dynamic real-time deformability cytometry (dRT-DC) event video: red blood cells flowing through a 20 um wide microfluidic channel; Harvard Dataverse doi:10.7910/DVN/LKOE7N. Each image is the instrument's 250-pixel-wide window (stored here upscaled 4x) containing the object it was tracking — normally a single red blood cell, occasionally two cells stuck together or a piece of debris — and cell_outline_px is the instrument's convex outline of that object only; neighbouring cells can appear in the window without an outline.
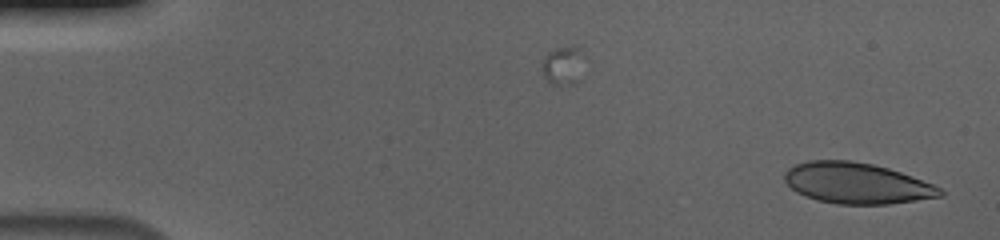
{"species": "human", "species_latin": "Homo sapiens", "temperature_condition": "cold", "stored_images_in_passage": 54, "camera_frame_rate_fps": 3000, "um_per_image_px": 0.085, "donor": {"sex": "male"}, "frame": {"image": 1, "passage_image": 1, "time_ms": 0.0, "image_size_px": [1000, 240], "cell_outline_px": [[944, 196], [888, 204], [836, 204], [816, 200], [796, 192], [784, 180], [784, 172], [788, 168], [796, 164], [808, 160], [848, 160], [872, 164], [888, 168], [912, 176], [932, 184], [940, 188], [944, 192]], "centroid_in_image_um": [72.8, 15.57], "position_along_channel_um": 12.2, "area_um2": 37.05}}
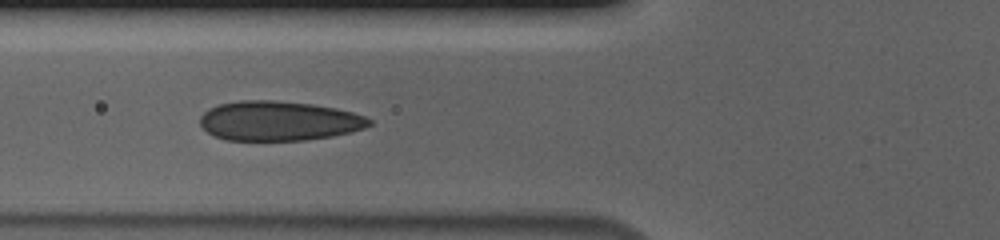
{"frame": {"image": 2, "passage_image": 20, "time_ms": 6.333, "image_size_px": [1000, 240], "cell_outline_px": [[372, 124], [364, 128], [352, 132], [332, 136], [304, 140], [224, 140], [212, 136], [200, 124], [200, 116], [208, 108], [220, 104], [240, 100], [272, 100], [312, 104], [336, 108], [352, 112], [364, 116], [372, 120]], "centroid_in_image_um": [23.69, 10.28], "position_along_channel_um": 102.1, "area_um2": 39.19}}
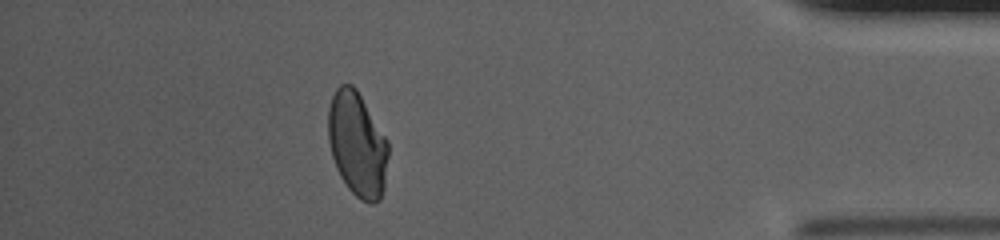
{"frame": {"image": 3, "passage_image": 48, "time_ms": 15.667, "image_size_px": [1000, 240], "cell_outline_px": [[388, 156], [384, 188], [380, 200], [372, 204], [368, 204], [360, 200], [348, 188], [340, 176], [336, 168], [332, 156], [328, 140], [328, 108], [332, 96], [336, 88], [340, 84], [352, 84], [356, 88], [388, 140]], "centroid_in_image_um": [30.37, 12.27], "position_along_channel_um": 404.8, "area_um2": 36.88}, "authors_computed_cell_mechanics": {"area_um2": 38.0613, "velocity_mm_per_s": 3.6872, "shape_relaxation_time_tau1_ms": 7.6753, "shape_relaxation_time_tau2_ms": 0.7579, "deformation_change_tau1": 0.1908, "deformation_change_tau2": 0.0679}}